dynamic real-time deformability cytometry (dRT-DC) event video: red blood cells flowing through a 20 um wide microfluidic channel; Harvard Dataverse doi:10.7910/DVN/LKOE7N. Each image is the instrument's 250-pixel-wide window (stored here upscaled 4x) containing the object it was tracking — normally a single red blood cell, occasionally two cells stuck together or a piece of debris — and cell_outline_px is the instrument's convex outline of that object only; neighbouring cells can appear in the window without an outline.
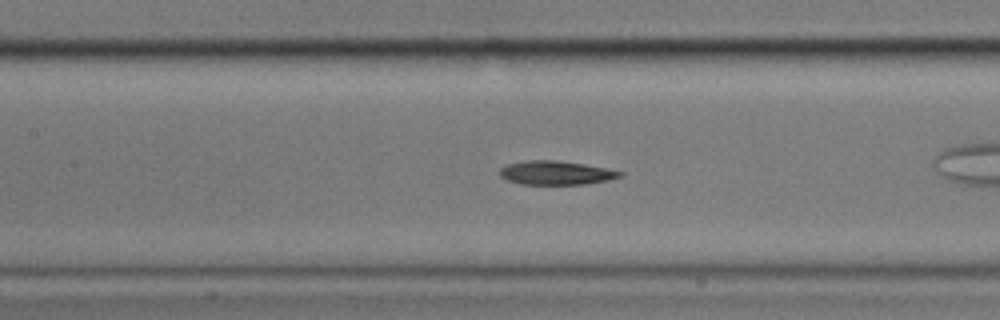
{"species": "common noctule bat (a hibernating species)", "species_latin": "Nyctalus noctula", "temperature_condition": "cold", "stored_images_in_passage": 41, "camera_frame_rate_fps": 3000, "um_per_image_px": 0.085, "animal": {"sex": "male", "body_mass_g": 17.9}, "frame": {"image": 1, "passage_image": 9, "time_ms": 2.667, "image_size_px": [1000, 320], "cell_outline_px": [[624, 176], [608, 180], [584, 184], [520, 184], [508, 180], [500, 176], [500, 168], [508, 164], [524, 160], [556, 160], [584, 164], [624, 172]], "centroid_in_image_um": [47.26, 14.69], "position_along_channel_um": 160.1, "area_um2": 16.65}}
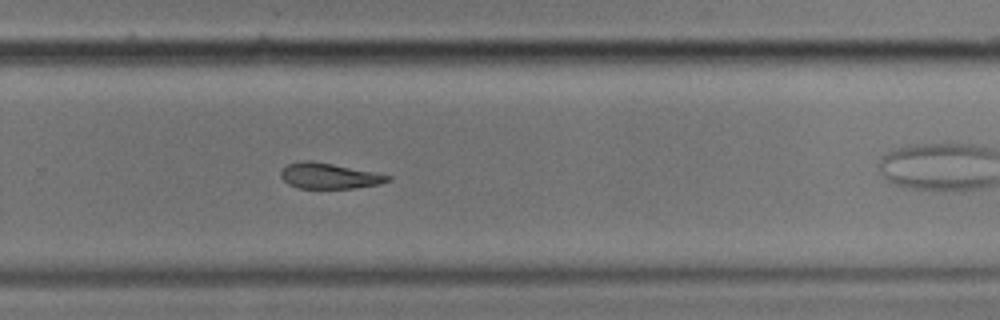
{"frame": {"image": 2, "passage_image": 21, "time_ms": 6.667, "image_size_px": [1000, 320], "cell_outline_px": [[392, 180], [380, 184], [352, 188], [296, 188], [288, 184], [280, 176], [280, 172], [288, 164], [308, 160], [332, 164], [392, 176]], "centroid_in_image_um": [27.97, 14.96], "position_along_channel_um": 301.8, "area_um2": 15.72}}
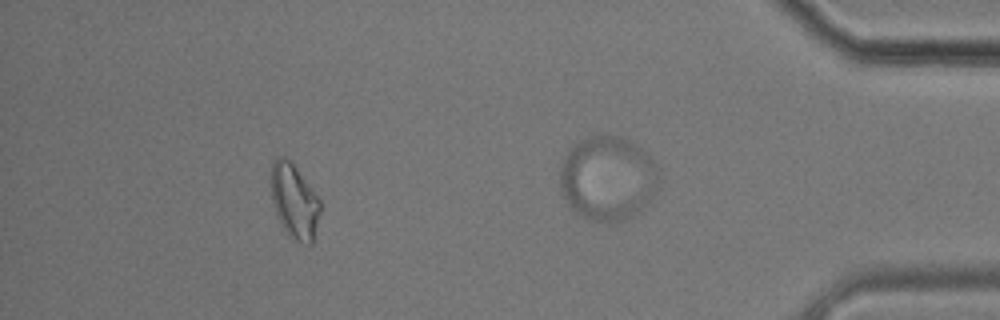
{"frame": {"image": 3, "passage_image": 35, "time_ms": 11.333, "image_size_px": [1000, 320], "cell_outline_px": [[320, 212], [312, 244], [308, 244], [292, 240], [288, 236], [276, 212], [272, 200], [272, 164], [276, 156], [284, 156], [292, 160], [320, 200]], "centroid_in_image_um": [25.03, 17.08], "position_along_channel_um": 410.2, "area_um2": 21.27}}